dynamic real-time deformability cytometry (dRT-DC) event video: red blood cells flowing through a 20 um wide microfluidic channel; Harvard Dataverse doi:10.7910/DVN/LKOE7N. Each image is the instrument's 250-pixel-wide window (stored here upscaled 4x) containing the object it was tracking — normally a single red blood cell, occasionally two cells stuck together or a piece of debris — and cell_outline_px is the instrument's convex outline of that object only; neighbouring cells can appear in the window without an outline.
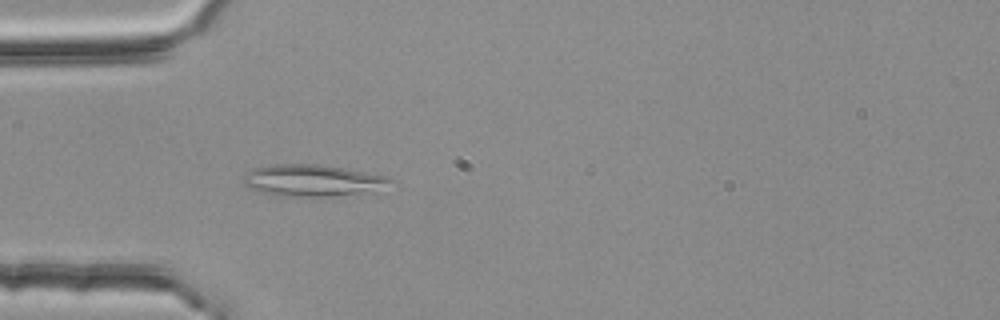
{"species": "common noctule bat (a hibernating species)", "species_latin": "Nyctalus noctula", "temperature_condition": "room temperature", "stored_images_in_passage": 2, "camera_frame_rate_fps": 3000, "um_per_image_px": 0.085, "animal": {"sex": "female", "body_mass_g": 25.1}, "frame": {"image": 1, "passage_image": 2, "time_ms": 0.333, "image_size_px": [1000, 320], "cell_outline_px": [[400, 184], [320, 200], [272, 196], [260, 192], [244, 184], [244, 180], [248, 172], [252, 168], [268, 164], [320, 164], [344, 168], [388, 176], [400, 180]], "centroid_in_image_um": [26.64, 15.38], "position_along_channel_um": 58.4, "area_um2": 28.5}}